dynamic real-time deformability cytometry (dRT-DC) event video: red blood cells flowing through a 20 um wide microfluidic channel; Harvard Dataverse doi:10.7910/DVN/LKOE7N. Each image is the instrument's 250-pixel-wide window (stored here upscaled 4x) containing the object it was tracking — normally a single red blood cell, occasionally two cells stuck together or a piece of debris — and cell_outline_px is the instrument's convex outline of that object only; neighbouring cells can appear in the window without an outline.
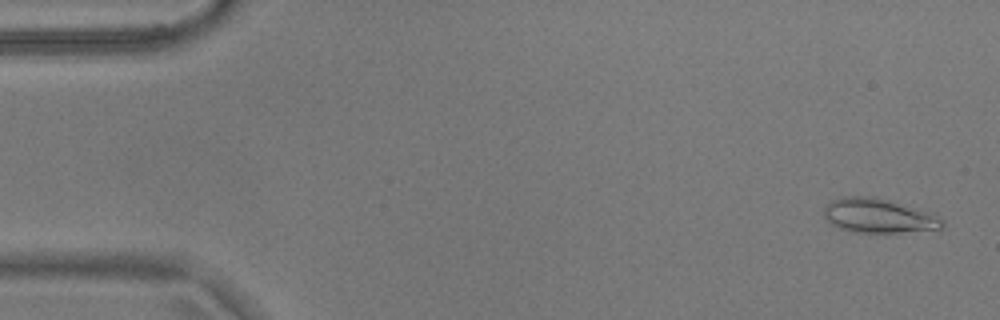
{"species": "common noctule bat (a hibernating species)", "species_latin": "Nyctalus noctula", "temperature_condition": "warm", "stored_images_in_passage": 54, "camera_frame_rate_fps": 3000, "um_per_image_px": 0.085, "animal": {"sex": "male", "body_mass_g": 17.9}, "frame": {"image": 1, "passage_image": 2, "time_ms": 0.333, "image_size_px": [1000, 320], "cell_outline_px": [[944, 228], [900, 232], [856, 232], [840, 228], [824, 220], [824, 208], [832, 200], [840, 196], [876, 196], [924, 212], [944, 220]], "centroid_in_image_um": [74.58, 18.33], "position_along_channel_um": 10.4, "area_um2": 23.18}}
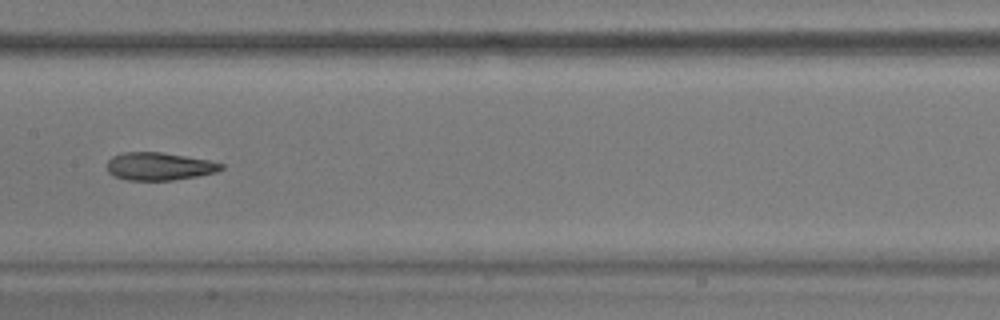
{"frame": {"image": 2, "passage_image": 27, "time_ms": 8.667, "image_size_px": [1000, 320], "cell_outline_px": [[224, 168], [216, 172], [196, 176], [172, 180], [128, 180], [116, 176], [108, 172], [108, 160], [112, 156], [120, 152], [160, 152], [208, 160], [224, 164]], "centroid_in_image_um": [13.52, 14.13], "position_along_channel_um": 193.9, "area_um2": 18.32}}
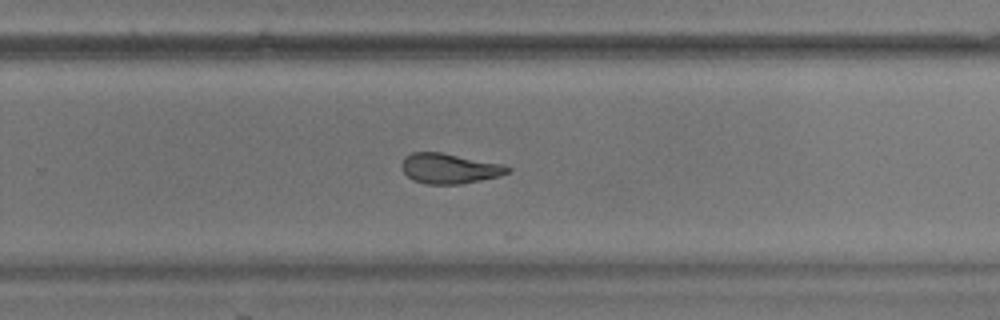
{"frame": {"image": 3, "passage_image": 35, "time_ms": 11.333, "image_size_px": [1000, 320], "cell_outline_px": [[512, 172], [500, 176], [460, 184], [424, 184], [412, 180], [400, 168], [400, 164], [404, 156], [412, 152], [440, 152], [500, 164], [512, 168]], "centroid_in_image_um": [38.15, 14.33], "position_along_channel_um": 291.6, "area_um2": 18.67}, "authors_computed_cell_mechanics": {"area_um2": 20.2011, "velocity_mm_per_s": 3.6783, "shape_relaxation_time_tau1_ms": 6.5225, "shape_relaxation_time_tau2_ms": 2.7995, "deformation_change_tau1": 0.1964, "deformation_change_tau2": 0.1145}}